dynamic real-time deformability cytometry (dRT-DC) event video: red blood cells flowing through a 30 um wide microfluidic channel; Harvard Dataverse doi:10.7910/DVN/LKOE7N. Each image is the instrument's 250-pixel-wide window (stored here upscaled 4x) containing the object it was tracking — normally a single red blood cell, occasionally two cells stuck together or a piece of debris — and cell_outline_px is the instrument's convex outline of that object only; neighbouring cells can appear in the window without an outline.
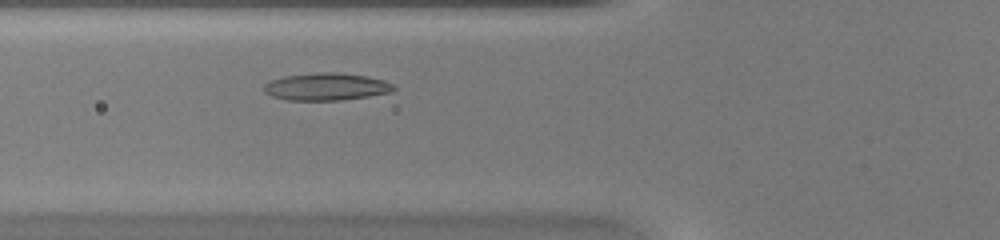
{"species": "common noctule bat (a hibernating species)", "species_latin": "Nyctalus noctula", "temperature_condition": "warm", "stored_images_in_passage": 37, "camera_frame_rate_fps": 3000, "um_per_image_px": 0.085, "animal": {"sex": "female", "body_mass_g": 20.0, "forearm_length_mm": 54.0}, "frame": {"image": 1, "passage_image": 7, "time_ms": 2.0, "image_size_px": [1000, 240], "cell_outline_px": [[396, 88], [392, 92], [368, 96], [340, 100], [284, 100], [272, 96], [264, 92], [264, 84], [272, 80], [284, 76], [320, 72], [332, 72], [364, 76], [384, 80], [392, 84]], "centroid_in_image_um": [27.71, 7.37], "position_along_channel_um": 98.1, "area_um2": 20.52}}
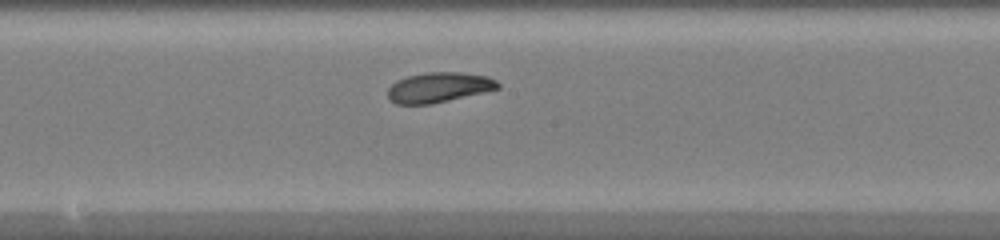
{"frame": {"image": 2, "passage_image": 15, "time_ms": 4.667, "image_size_px": [1000, 240], "cell_outline_px": [[500, 88], [432, 104], [396, 104], [388, 100], [388, 88], [396, 80], [408, 76], [428, 72], [460, 72], [488, 76], [496, 80], [500, 84]], "centroid_in_image_um": [37.28, 7.43], "position_along_channel_um": 210.9, "area_um2": 19.31}}
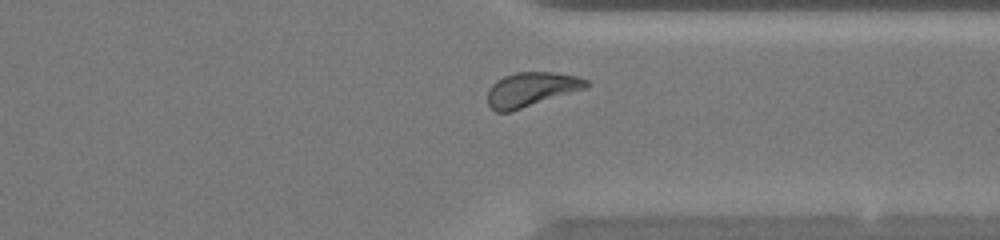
{"frame": {"image": 3, "passage_image": 26, "time_ms": 8.333, "image_size_px": [1000, 240], "cell_outline_px": [[588, 84], [584, 88], [512, 112], [496, 112], [488, 104], [488, 92], [492, 84], [496, 80], [504, 76], [516, 72], [552, 72], [576, 76], [588, 80]], "centroid_in_image_um": [45.11, 7.6], "position_along_channel_um": 366.3, "area_um2": 19.54}, "authors_computed_cell_mechanics": {"area_um2": 19.652, "velocity_mm_per_s": 4.2353, "shape_relaxation_time_tau1_ms": 3.3078, "shape_relaxation_time_tau2_ms": null, "deformation_change_tau1": 0.1253, "deformation_change_tau2": null}}